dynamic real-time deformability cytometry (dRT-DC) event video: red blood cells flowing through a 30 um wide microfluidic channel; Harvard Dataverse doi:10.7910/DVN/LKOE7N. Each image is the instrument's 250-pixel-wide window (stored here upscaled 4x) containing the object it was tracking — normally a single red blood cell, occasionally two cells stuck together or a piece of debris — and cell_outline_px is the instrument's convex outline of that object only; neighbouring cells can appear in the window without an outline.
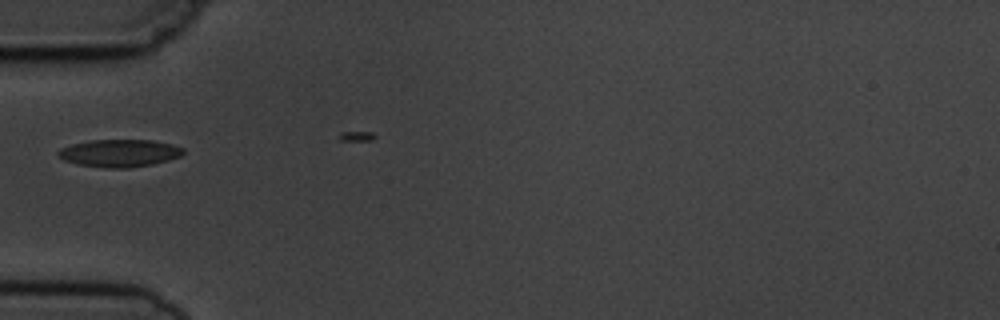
{"species": "common noctule bat (a hibernating species)", "species_latin": "Nyctalus noctula", "temperature_condition": "cold", "stored_images_in_passage": 3, "camera_frame_rate_fps": 3000, "um_per_image_px": 0.085, "animal": {"sex": "male", "body_mass_g": 19.5, "forearm_length_mm": 54.6}, "frame": {"image": 1, "passage_image": 2, "time_ms": 2.0, "image_size_px": [1000, 320], "cell_outline_px": [[184, 152], [180, 156], [168, 160], [152, 164], [128, 168], [104, 168], [76, 164], [64, 160], [56, 152], [60, 148], [72, 144], [88, 140], [152, 140], [172, 144], [184, 148]], "centroid_in_image_um": [10.14, 13.01], "position_along_channel_um": 74.9, "area_um2": 20.11}}